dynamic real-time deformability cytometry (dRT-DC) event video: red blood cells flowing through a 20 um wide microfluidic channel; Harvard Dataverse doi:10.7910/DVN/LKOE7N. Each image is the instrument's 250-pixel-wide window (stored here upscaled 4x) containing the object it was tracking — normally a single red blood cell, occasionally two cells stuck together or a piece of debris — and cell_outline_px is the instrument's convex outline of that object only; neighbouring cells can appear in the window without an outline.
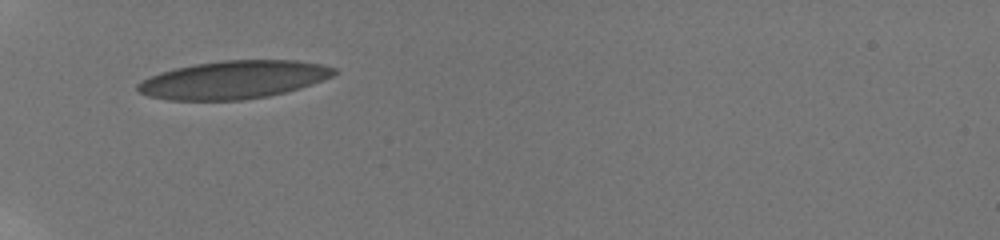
{"species": "human", "species_latin": "Homo sapiens", "temperature_condition": "room temperature", "stored_images_in_passage": 32, "camera_frame_rate_fps": 3000, "um_per_image_px": 0.085, "donor": {"sex": "male"}, "frame": {"image": 1, "passage_image": 1, "time_ms": 0.0, "image_size_px": [1000, 240], "cell_outline_px": [[340, 72], [332, 76], [312, 84], [300, 88], [268, 96], [240, 100], [168, 100], [148, 96], [136, 92], [136, 84], [160, 72], [176, 68], [196, 64], [224, 60], [296, 60], [324, 64], [336, 68]], "centroid_in_image_um": [19.88, 6.78], "position_along_channel_um": 65.1, "area_um2": 43.52}}
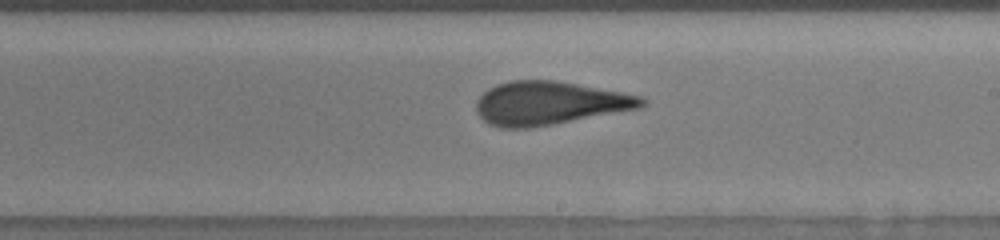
{"frame": {"image": 2, "passage_image": 18, "time_ms": 5.0, "image_size_px": [1000, 240], "cell_outline_px": [[648, 104], [640, 108], [532, 128], [500, 128], [488, 124], [476, 112], [476, 100], [488, 88], [496, 84], [508, 80], [552, 80], [576, 84], [620, 92], [640, 96], [648, 100]], "centroid_in_image_um": [46.67, 8.77], "position_along_channel_um": 242.3, "area_um2": 41.85}}
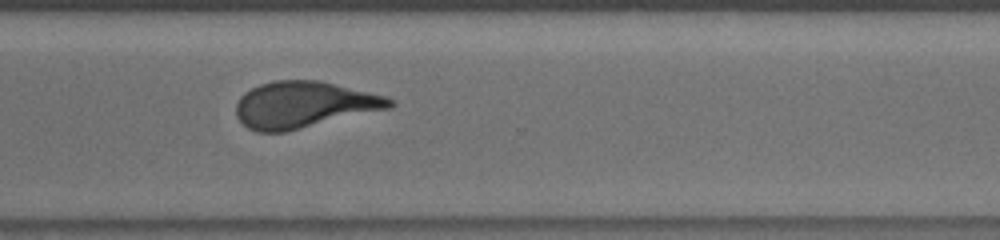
{"frame": {"image": 3, "passage_image": 31, "time_ms": 7.667, "image_size_px": [1000, 240], "cell_outline_px": [[396, 104], [392, 108], [284, 132], [256, 132], [248, 128], [236, 116], [236, 104], [240, 96], [244, 92], [260, 84], [276, 80], [320, 80], [384, 96], [392, 100]], "centroid_in_image_um": [25.81, 8.9], "position_along_channel_um": 344.8, "area_um2": 41.5}}